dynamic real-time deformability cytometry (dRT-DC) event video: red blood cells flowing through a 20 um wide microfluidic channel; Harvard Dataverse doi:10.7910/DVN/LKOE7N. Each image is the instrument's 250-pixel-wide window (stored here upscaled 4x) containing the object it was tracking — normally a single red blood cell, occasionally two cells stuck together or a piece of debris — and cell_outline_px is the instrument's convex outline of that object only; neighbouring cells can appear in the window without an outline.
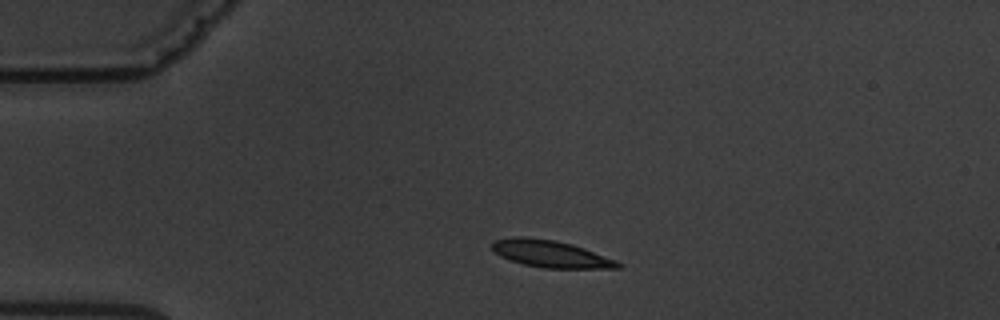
{"species": "common noctule bat (a hibernating species)", "species_latin": "Nyctalus noctula", "temperature_condition": "warm", "stored_images_in_passage": 2, "camera_frame_rate_fps": 3000, "um_per_image_px": 0.085, "animal": {"sex": "male", "body_mass_g": 19.5, "forearm_length_mm": 54.6}, "frame": {"image": 1, "passage_image": 1, "time_ms": 0.0, "image_size_px": [1000, 320], "cell_outline_px": [[624, 264], [620, 268], [544, 268], [524, 264], [508, 260], [500, 256], [492, 248], [492, 244], [496, 240], [512, 236], [520, 236], [556, 240], [572, 244], [584, 248], [616, 260]], "centroid_in_image_um": [46.81, 21.58], "position_along_channel_um": 38.2, "area_um2": 19.83}}